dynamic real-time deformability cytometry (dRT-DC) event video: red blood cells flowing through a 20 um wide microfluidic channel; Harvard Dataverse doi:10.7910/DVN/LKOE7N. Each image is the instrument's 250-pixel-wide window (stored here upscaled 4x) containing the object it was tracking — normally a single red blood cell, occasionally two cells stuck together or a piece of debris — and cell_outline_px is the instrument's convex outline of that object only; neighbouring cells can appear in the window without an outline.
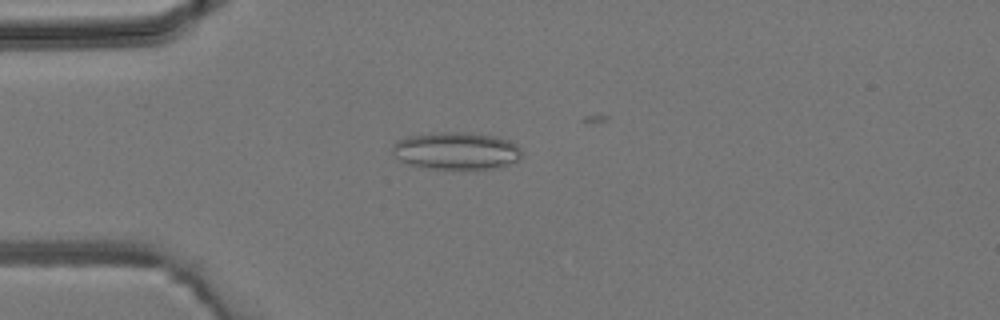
{"species": "common noctule bat (a hibernating species)", "species_latin": "Nyctalus noctula", "temperature_condition": "room temperature", "stored_images_in_passage": 5, "camera_frame_rate_fps": 3000, "um_per_image_px": 0.085, "animal": {"sex": "male", "body_mass_g": 19.2, "forearm_length_mm": 51.8}, "frame": {"image": 1, "passage_image": 4, "time_ms": 4.667, "image_size_px": [1000, 320], "cell_outline_px": [[520, 156], [516, 160], [496, 168], [428, 168], [412, 164], [400, 160], [392, 152], [392, 144], [396, 140], [408, 136], [436, 132], [468, 132], [496, 136], [508, 140], [516, 144], [520, 148]], "centroid_in_image_um": [38.75, 12.79], "position_along_channel_um": 46.3, "area_um2": 27.86}}